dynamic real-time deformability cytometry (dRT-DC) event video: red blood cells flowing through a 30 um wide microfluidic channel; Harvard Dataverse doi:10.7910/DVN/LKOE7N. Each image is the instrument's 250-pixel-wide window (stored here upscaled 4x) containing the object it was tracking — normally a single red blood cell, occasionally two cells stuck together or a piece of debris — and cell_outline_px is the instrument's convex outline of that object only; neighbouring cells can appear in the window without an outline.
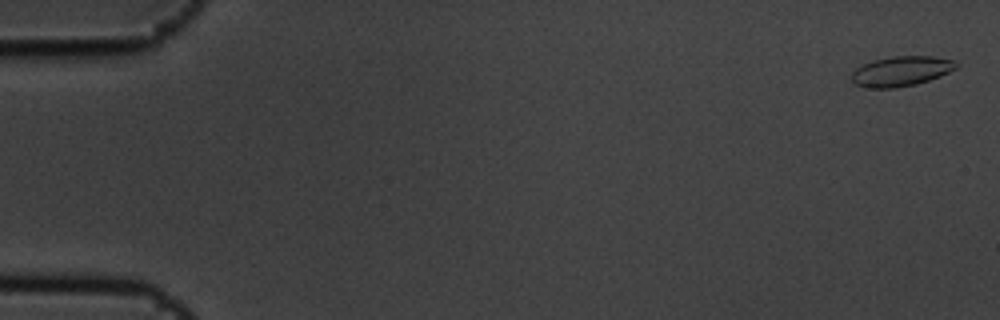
{"species": "common noctule bat (a hibernating species)", "species_latin": "Nyctalus noctula", "temperature_condition": "cold", "stored_images_in_passage": 9, "camera_frame_rate_fps": 3000, "um_per_image_px": 0.085, "animal": {"sex": "male", "body_mass_g": 19.5, "forearm_length_mm": 54.6}, "frame": {"image": 1, "passage_image": 1, "time_ms": 0.0, "image_size_px": [1000, 320], "cell_outline_px": [[956, 68], [940, 76], [916, 84], [896, 88], [864, 88], [856, 84], [852, 80], [852, 72], [856, 68], [872, 60], [892, 56], [932, 56], [952, 60], [956, 64]], "centroid_in_image_um": [76.55, 6.06], "position_along_channel_um": 8.4, "area_um2": 18.15}}
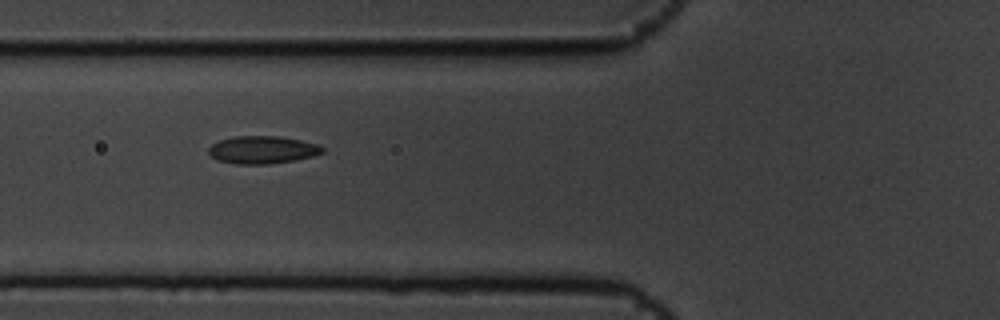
{"frame": {"image": 2, "passage_image": 7, "time_ms": 2.0, "image_size_px": [1000, 320], "cell_outline_px": [[324, 152], [312, 156], [296, 160], [268, 164], [236, 164], [216, 160], [208, 152], [208, 148], [212, 144], [220, 140], [232, 136], [280, 136], [300, 140], [316, 144], [324, 148]], "centroid_in_image_um": [22.28, 12.73], "position_along_channel_um": 103.5, "area_um2": 18.38}}
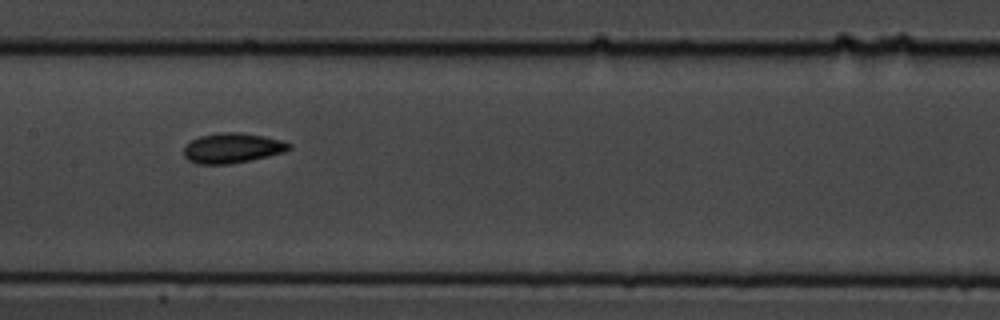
{"frame": {"image": 3, "passage_image": 9, "time_ms": 2.667, "image_size_px": [1000, 320], "cell_outline_px": [[292, 148], [284, 152], [268, 156], [228, 164], [196, 164], [188, 160], [184, 156], [184, 148], [192, 140], [200, 136], [220, 132], [240, 132], [264, 136], [280, 140], [292, 144]], "centroid_in_image_um": [19.75, 12.58], "position_along_channel_um": 187.7, "area_um2": 18.32}}